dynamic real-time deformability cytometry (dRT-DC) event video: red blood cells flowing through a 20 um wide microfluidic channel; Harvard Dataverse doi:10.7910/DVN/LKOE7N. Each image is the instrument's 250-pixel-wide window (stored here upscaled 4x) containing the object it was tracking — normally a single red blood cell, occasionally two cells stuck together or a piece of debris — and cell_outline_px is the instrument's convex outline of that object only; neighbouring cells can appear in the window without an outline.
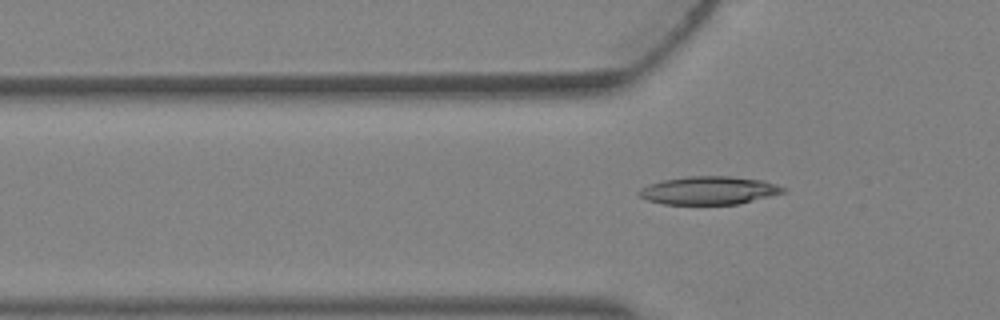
{"species": "Egyptian fruit bat (a non-hibernating species)", "species_latin": "Rousettus aegyptiacus", "temperature_condition": "warm", "stored_images_in_passage": 2, "camera_frame_rate_fps": 3000, "um_per_image_px": 0.085, "animal": {"sex": "female"}, "frame": {"image": 1, "passage_image": 2, "time_ms": 0.333, "image_size_px": [1000, 320], "cell_outline_px": [[788, 192], [740, 204], [664, 204], [648, 200], [640, 196], [636, 192], [640, 188], [648, 184], [664, 180], [688, 176], [732, 176], [764, 180], [788, 188]], "centroid_in_image_um": [60.33, 16.18], "position_along_channel_um": 65.5, "area_um2": 23.93}}